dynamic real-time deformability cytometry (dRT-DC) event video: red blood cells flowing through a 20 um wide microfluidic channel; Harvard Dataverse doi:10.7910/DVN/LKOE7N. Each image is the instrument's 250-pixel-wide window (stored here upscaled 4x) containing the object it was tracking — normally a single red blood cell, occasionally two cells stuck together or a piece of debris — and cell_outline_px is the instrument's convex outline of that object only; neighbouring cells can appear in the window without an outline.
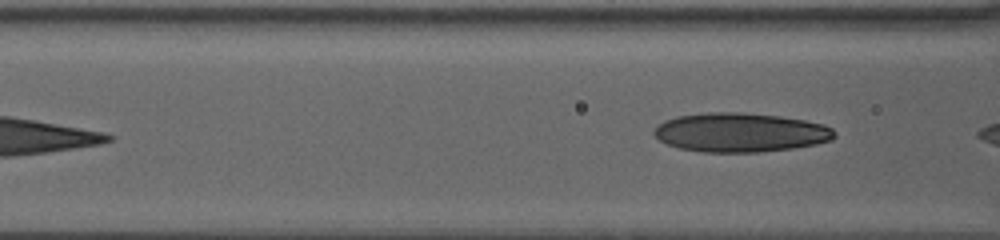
{"species": "human", "species_latin": "Homo sapiens", "temperature_condition": "warm", "stored_images_in_passage": 6, "segment_of_instrument_passage": [2, 2], "camera_frame_rate_fps": 3000, "um_per_image_px": 0.085, "donor": {"sex": "female"}, "frame": {"image": 1, "passage_image": 6, "time_ms": 5.333, "image_size_px": [1000, 240], "cell_outline_px": [[836, 136], [832, 140], [816, 144], [792, 148], [760, 152], [704, 152], [680, 148], [668, 144], [660, 140], [652, 132], [664, 120], [676, 116], [708, 112], [740, 112], [780, 116], [804, 120], [824, 124], [832, 128], [836, 132]], "centroid_in_image_um": [62.96, 11.25], "position_along_channel_um": 103.6, "area_um2": 41.15}}